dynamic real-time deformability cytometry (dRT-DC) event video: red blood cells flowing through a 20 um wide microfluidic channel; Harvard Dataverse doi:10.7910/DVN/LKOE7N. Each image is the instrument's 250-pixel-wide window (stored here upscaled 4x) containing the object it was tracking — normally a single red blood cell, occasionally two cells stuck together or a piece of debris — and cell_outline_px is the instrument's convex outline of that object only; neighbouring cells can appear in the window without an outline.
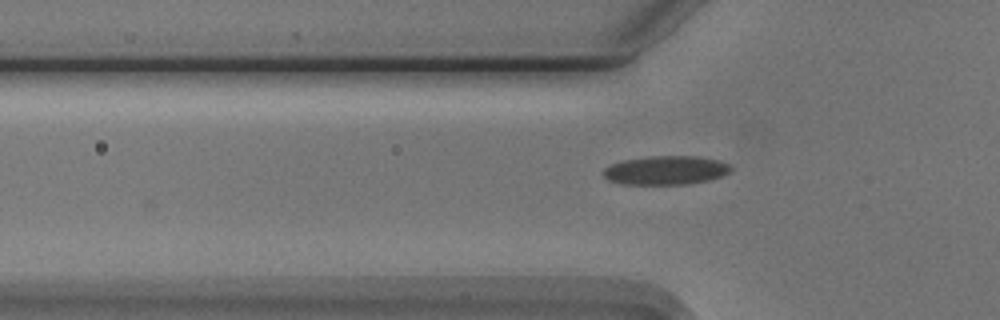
{"species": "Egyptian fruit bat (a non-hibernating species)", "species_latin": "Rousettus aegyptiacus", "temperature_condition": "cold", "stored_images_in_passage": 35, "camera_frame_rate_fps": 3000, "um_per_image_px": 0.085, "animal": {"sex": "male"}, "frame": {"image": 1, "passage_image": 3, "time_ms": 0.667, "image_size_px": [1000, 320], "cell_outline_px": [[732, 168], [724, 176], [708, 180], [688, 184], [620, 184], [608, 180], [600, 172], [604, 168], [612, 164], [624, 160], [652, 156], [696, 156], [720, 160], [728, 164]], "centroid_in_image_um": [56.58, 14.47], "position_along_channel_um": 69.2, "area_um2": 21.5}}
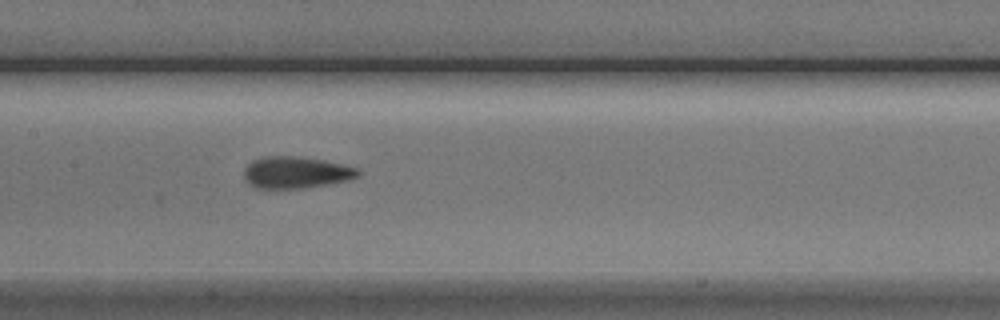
{"frame": {"image": 2, "passage_image": 12, "time_ms": 3.667, "image_size_px": [1000, 320], "cell_outline_px": [[360, 176], [348, 180], [328, 184], [304, 188], [256, 188], [248, 184], [244, 180], [244, 168], [252, 160], [264, 156], [296, 156], [324, 160], [344, 164], [360, 168]], "centroid_in_image_um": [25.16, 14.65], "position_along_channel_um": 182.2, "area_um2": 21.39}}
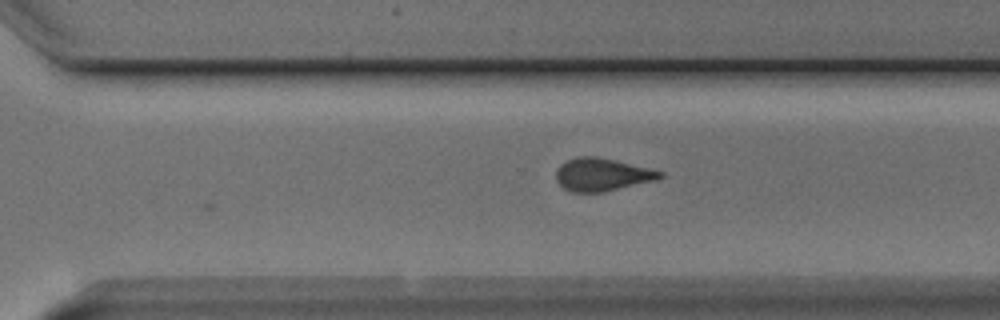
{"frame": {"image": 3, "passage_image": 23, "time_ms": 7.333, "image_size_px": [1000, 320], "cell_outline_px": [[664, 176], [656, 180], [604, 192], [572, 192], [564, 188], [556, 180], [556, 168], [560, 164], [568, 160], [580, 156], [596, 156], [616, 160], [664, 172]], "centroid_in_image_um": [51.17, 14.84], "position_along_channel_um": 319.4, "area_um2": 19.88}, "authors_computed_cell_mechanics": {"area_um2": 20.6346, "velocity_mm_per_s": 3.7529, "shape_relaxation_time_tau1_ms": 4.6313, "shape_relaxation_time_tau2_ms": 1.8996, "deformation_change_tau1": 0.1364, "deformation_change_tau2": 0.0636}}